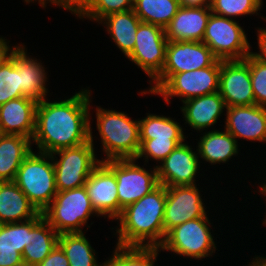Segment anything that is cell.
<instances>
[{"label": "cell", "instance_id": "cell-18", "mask_svg": "<svg viewBox=\"0 0 266 266\" xmlns=\"http://www.w3.org/2000/svg\"><path fill=\"white\" fill-rule=\"evenodd\" d=\"M38 102L21 97L0 105V134L22 135L32 140Z\"/></svg>", "mask_w": 266, "mask_h": 266}, {"label": "cell", "instance_id": "cell-32", "mask_svg": "<svg viewBox=\"0 0 266 266\" xmlns=\"http://www.w3.org/2000/svg\"><path fill=\"white\" fill-rule=\"evenodd\" d=\"M31 219L24 222L0 224V249L16 250L21 255L30 244Z\"/></svg>", "mask_w": 266, "mask_h": 266}, {"label": "cell", "instance_id": "cell-38", "mask_svg": "<svg viewBox=\"0 0 266 266\" xmlns=\"http://www.w3.org/2000/svg\"><path fill=\"white\" fill-rule=\"evenodd\" d=\"M0 266H24L22 255L16 250L0 249Z\"/></svg>", "mask_w": 266, "mask_h": 266}, {"label": "cell", "instance_id": "cell-27", "mask_svg": "<svg viewBox=\"0 0 266 266\" xmlns=\"http://www.w3.org/2000/svg\"><path fill=\"white\" fill-rule=\"evenodd\" d=\"M180 7L179 0H134L133 10L143 23L165 29Z\"/></svg>", "mask_w": 266, "mask_h": 266}, {"label": "cell", "instance_id": "cell-25", "mask_svg": "<svg viewBox=\"0 0 266 266\" xmlns=\"http://www.w3.org/2000/svg\"><path fill=\"white\" fill-rule=\"evenodd\" d=\"M141 22L132 9L109 14L98 23L106 26L113 42L127 58L134 49L136 33Z\"/></svg>", "mask_w": 266, "mask_h": 266}, {"label": "cell", "instance_id": "cell-15", "mask_svg": "<svg viewBox=\"0 0 266 266\" xmlns=\"http://www.w3.org/2000/svg\"><path fill=\"white\" fill-rule=\"evenodd\" d=\"M192 149L183 142L156 166L159 184L165 187L196 185L199 156Z\"/></svg>", "mask_w": 266, "mask_h": 266}, {"label": "cell", "instance_id": "cell-7", "mask_svg": "<svg viewBox=\"0 0 266 266\" xmlns=\"http://www.w3.org/2000/svg\"><path fill=\"white\" fill-rule=\"evenodd\" d=\"M217 58L202 41H168L162 72L152 81L149 91L154 94L173 74L211 66Z\"/></svg>", "mask_w": 266, "mask_h": 266}, {"label": "cell", "instance_id": "cell-12", "mask_svg": "<svg viewBox=\"0 0 266 266\" xmlns=\"http://www.w3.org/2000/svg\"><path fill=\"white\" fill-rule=\"evenodd\" d=\"M167 43L165 29L154 24H139L134 49L127 58L150 77V84L162 72Z\"/></svg>", "mask_w": 266, "mask_h": 266}, {"label": "cell", "instance_id": "cell-36", "mask_svg": "<svg viewBox=\"0 0 266 266\" xmlns=\"http://www.w3.org/2000/svg\"><path fill=\"white\" fill-rule=\"evenodd\" d=\"M245 60L249 64L255 104L266 107V64L256 60L251 54Z\"/></svg>", "mask_w": 266, "mask_h": 266}, {"label": "cell", "instance_id": "cell-29", "mask_svg": "<svg viewBox=\"0 0 266 266\" xmlns=\"http://www.w3.org/2000/svg\"><path fill=\"white\" fill-rule=\"evenodd\" d=\"M112 257L103 266H154L159 247L120 246L116 245ZM156 260V261H155Z\"/></svg>", "mask_w": 266, "mask_h": 266}, {"label": "cell", "instance_id": "cell-40", "mask_svg": "<svg viewBox=\"0 0 266 266\" xmlns=\"http://www.w3.org/2000/svg\"><path fill=\"white\" fill-rule=\"evenodd\" d=\"M24 1L28 4L31 2L34 3V1H36V0H24ZM37 1L42 7H46V1H47V3L50 2L51 4L53 3L55 5H58L59 7L60 6L63 7V9H65V10H70L71 3L73 0H37Z\"/></svg>", "mask_w": 266, "mask_h": 266}, {"label": "cell", "instance_id": "cell-6", "mask_svg": "<svg viewBox=\"0 0 266 266\" xmlns=\"http://www.w3.org/2000/svg\"><path fill=\"white\" fill-rule=\"evenodd\" d=\"M93 140L90 124V141L51 153L57 191L84 186L92 171L101 163L96 157Z\"/></svg>", "mask_w": 266, "mask_h": 266}, {"label": "cell", "instance_id": "cell-44", "mask_svg": "<svg viewBox=\"0 0 266 266\" xmlns=\"http://www.w3.org/2000/svg\"><path fill=\"white\" fill-rule=\"evenodd\" d=\"M252 263V264H251ZM248 264L249 266H266V257H260V255L253 258L252 262Z\"/></svg>", "mask_w": 266, "mask_h": 266}, {"label": "cell", "instance_id": "cell-2", "mask_svg": "<svg viewBox=\"0 0 266 266\" xmlns=\"http://www.w3.org/2000/svg\"><path fill=\"white\" fill-rule=\"evenodd\" d=\"M166 203V187L159 184L140 200L125 207L116 218L120 246L160 247L166 234L163 219ZM147 240V241H146Z\"/></svg>", "mask_w": 266, "mask_h": 266}, {"label": "cell", "instance_id": "cell-1", "mask_svg": "<svg viewBox=\"0 0 266 266\" xmlns=\"http://www.w3.org/2000/svg\"><path fill=\"white\" fill-rule=\"evenodd\" d=\"M90 94L82 89L62 101L38 102L32 142L39 152L51 154L90 141Z\"/></svg>", "mask_w": 266, "mask_h": 266}, {"label": "cell", "instance_id": "cell-42", "mask_svg": "<svg viewBox=\"0 0 266 266\" xmlns=\"http://www.w3.org/2000/svg\"><path fill=\"white\" fill-rule=\"evenodd\" d=\"M89 0H73L69 11L76 14Z\"/></svg>", "mask_w": 266, "mask_h": 266}, {"label": "cell", "instance_id": "cell-14", "mask_svg": "<svg viewBox=\"0 0 266 266\" xmlns=\"http://www.w3.org/2000/svg\"><path fill=\"white\" fill-rule=\"evenodd\" d=\"M197 185L166 187L163 226L167 234L172 228L206 215Z\"/></svg>", "mask_w": 266, "mask_h": 266}, {"label": "cell", "instance_id": "cell-43", "mask_svg": "<svg viewBox=\"0 0 266 266\" xmlns=\"http://www.w3.org/2000/svg\"><path fill=\"white\" fill-rule=\"evenodd\" d=\"M10 46L5 38L0 37V61L8 53Z\"/></svg>", "mask_w": 266, "mask_h": 266}, {"label": "cell", "instance_id": "cell-9", "mask_svg": "<svg viewBox=\"0 0 266 266\" xmlns=\"http://www.w3.org/2000/svg\"><path fill=\"white\" fill-rule=\"evenodd\" d=\"M219 60H243L250 54L244 29L233 18L211 13L202 39Z\"/></svg>", "mask_w": 266, "mask_h": 266}, {"label": "cell", "instance_id": "cell-46", "mask_svg": "<svg viewBox=\"0 0 266 266\" xmlns=\"http://www.w3.org/2000/svg\"><path fill=\"white\" fill-rule=\"evenodd\" d=\"M264 221H263V225H265L266 224V219H263Z\"/></svg>", "mask_w": 266, "mask_h": 266}, {"label": "cell", "instance_id": "cell-5", "mask_svg": "<svg viewBox=\"0 0 266 266\" xmlns=\"http://www.w3.org/2000/svg\"><path fill=\"white\" fill-rule=\"evenodd\" d=\"M91 214H98L91 204L85 186L58 191L51 204L42 212L43 218L60 235L83 233ZM82 226V227H81Z\"/></svg>", "mask_w": 266, "mask_h": 266}, {"label": "cell", "instance_id": "cell-16", "mask_svg": "<svg viewBox=\"0 0 266 266\" xmlns=\"http://www.w3.org/2000/svg\"><path fill=\"white\" fill-rule=\"evenodd\" d=\"M84 186L97 217L116 219L121 214L116 176L103 162L92 171Z\"/></svg>", "mask_w": 266, "mask_h": 266}, {"label": "cell", "instance_id": "cell-37", "mask_svg": "<svg viewBox=\"0 0 266 266\" xmlns=\"http://www.w3.org/2000/svg\"><path fill=\"white\" fill-rule=\"evenodd\" d=\"M37 266H69V261L61 246L57 244L51 253Z\"/></svg>", "mask_w": 266, "mask_h": 266}, {"label": "cell", "instance_id": "cell-30", "mask_svg": "<svg viewBox=\"0 0 266 266\" xmlns=\"http://www.w3.org/2000/svg\"><path fill=\"white\" fill-rule=\"evenodd\" d=\"M182 126L170 117L147 114L139 120L140 139L186 138Z\"/></svg>", "mask_w": 266, "mask_h": 266}, {"label": "cell", "instance_id": "cell-23", "mask_svg": "<svg viewBox=\"0 0 266 266\" xmlns=\"http://www.w3.org/2000/svg\"><path fill=\"white\" fill-rule=\"evenodd\" d=\"M59 234L43 218L40 212L31 219L30 244L25 246L22 253L24 266H37L58 244Z\"/></svg>", "mask_w": 266, "mask_h": 266}, {"label": "cell", "instance_id": "cell-31", "mask_svg": "<svg viewBox=\"0 0 266 266\" xmlns=\"http://www.w3.org/2000/svg\"><path fill=\"white\" fill-rule=\"evenodd\" d=\"M21 97L20 73L15 69V59L7 53L0 61V105Z\"/></svg>", "mask_w": 266, "mask_h": 266}, {"label": "cell", "instance_id": "cell-4", "mask_svg": "<svg viewBox=\"0 0 266 266\" xmlns=\"http://www.w3.org/2000/svg\"><path fill=\"white\" fill-rule=\"evenodd\" d=\"M14 182L36 209L43 212L58 192L51 154L32 151L17 170Z\"/></svg>", "mask_w": 266, "mask_h": 266}, {"label": "cell", "instance_id": "cell-3", "mask_svg": "<svg viewBox=\"0 0 266 266\" xmlns=\"http://www.w3.org/2000/svg\"><path fill=\"white\" fill-rule=\"evenodd\" d=\"M96 126L106 158L135 159L140 149L139 120H132L128 114L96 108Z\"/></svg>", "mask_w": 266, "mask_h": 266}, {"label": "cell", "instance_id": "cell-13", "mask_svg": "<svg viewBox=\"0 0 266 266\" xmlns=\"http://www.w3.org/2000/svg\"><path fill=\"white\" fill-rule=\"evenodd\" d=\"M219 93L226 107L255 104L248 62L220 60Z\"/></svg>", "mask_w": 266, "mask_h": 266}, {"label": "cell", "instance_id": "cell-20", "mask_svg": "<svg viewBox=\"0 0 266 266\" xmlns=\"http://www.w3.org/2000/svg\"><path fill=\"white\" fill-rule=\"evenodd\" d=\"M211 13L210 6H181L165 28L167 40L202 41Z\"/></svg>", "mask_w": 266, "mask_h": 266}, {"label": "cell", "instance_id": "cell-45", "mask_svg": "<svg viewBox=\"0 0 266 266\" xmlns=\"http://www.w3.org/2000/svg\"><path fill=\"white\" fill-rule=\"evenodd\" d=\"M265 181H266V180H265ZM259 187H260V188H259V189H260V190H259V191H260V194L266 196V183L264 182V183H263V186L260 185Z\"/></svg>", "mask_w": 266, "mask_h": 266}, {"label": "cell", "instance_id": "cell-33", "mask_svg": "<svg viewBox=\"0 0 266 266\" xmlns=\"http://www.w3.org/2000/svg\"><path fill=\"white\" fill-rule=\"evenodd\" d=\"M134 0H89L75 15L100 22L112 13L132 10Z\"/></svg>", "mask_w": 266, "mask_h": 266}, {"label": "cell", "instance_id": "cell-35", "mask_svg": "<svg viewBox=\"0 0 266 266\" xmlns=\"http://www.w3.org/2000/svg\"><path fill=\"white\" fill-rule=\"evenodd\" d=\"M185 138H168V139H140V149L136 160L144 157L152 158L157 162L163 161L179 144H182Z\"/></svg>", "mask_w": 266, "mask_h": 266}, {"label": "cell", "instance_id": "cell-11", "mask_svg": "<svg viewBox=\"0 0 266 266\" xmlns=\"http://www.w3.org/2000/svg\"><path fill=\"white\" fill-rule=\"evenodd\" d=\"M219 82L220 60L217 59L209 67L173 74L154 94L161 95L166 103L175 96L184 102L219 91Z\"/></svg>", "mask_w": 266, "mask_h": 266}, {"label": "cell", "instance_id": "cell-21", "mask_svg": "<svg viewBox=\"0 0 266 266\" xmlns=\"http://www.w3.org/2000/svg\"><path fill=\"white\" fill-rule=\"evenodd\" d=\"M183 103L181 111L185 123L192 129L200 131L209 128L217 123L219 116L226 108L224 99L220 96L219 91L203 96L188 99Z\"/></svg>", "mask_w": 266, "mask_h": 266}, {"label": "cell", "instance_id": "cell-19", "mask_svg": "<svg viewBox=\"0 0 266 266\" xmlns=\"http://www.w3.org/2000/svg\"><path fill=\"white\" fill-rule=\"evenodd\" d=\"M24 47V45L19 46L18 44V46L10 48L8 53L15 59V69L20 73L22 96L40 102L48 93L47 73L42 63L27 55V50L25 51Z\"/></svg>", "mask_w": 266, "mask_h": 266}, {"label": "cell", "instance_id": "cell-22", "mask_svg": "<svg viewBox=\"0 0 266 266\" xmlns=\"http://www.w3.org/2000/svg\"><path fill=\"white\" fill-rule=\"evenodd\" d=\"M39 213L14 181H0V224L28 221Z\"/></svg>", "mask_w": 266, "mask_h": 266}, {"label": "cell", "instance_id": "cell-39", "mask_svg": "<svg viewBox=\"0 0 266 266\" xmlns=\"http://www.w3.org/2000/svg\"><path fill=\"white\" fill-rule=\"evenodd\" d=\"M258 48L260 49L259 53L250 52V54L258 61L266 64V28H258Z\"/></svg>", "mask_w": 266, "mask_h": 266}, {"label": "cell", "instance_id": "cell-24", "mask_svg": "<svg viewBox=\"0 0 266 266\" xmlns=\"http://www.w3.org/2000/svg\"><path fill=\"white\" fill-rule=\"evenodd\" d=\"M32 140L22 135L0 134V181H14L23 160L32 152Z\"/></svg>", "mask_w": 266, "mask_h": 266}, {"label": "cell", "instance_id": "cell-10", "mask_svg": "<svg viewBox=\"0 0 266 266\" xmlns=\"http://www.w3.org/2000/svg\"><path fill=\"white\" fill-rule=\"evenodd\" d=\"M103 163L116 176L117 195L122 209L140 200L159 185L155 166L149 173L135 164L136 159H115Z\"/></svg>", "mask_w": 266, "mask_h": 266}, {"label": "cell", "instance_id": "cell-34", "mask_svg": "<svg viewBox=\"0 0 266 266\" xmlns=\"http://www.w3.org/2000/svg\"><path fill=\"white\" fill-rule=\"evenodd\" d=\"M262 0H211V12L227 18L258 14Z\"/></svg>", "mask_w": 266, "mask_h": 266}, {"label": "cell", "instance_id": "cell-41", "mask_svg": "<svg viewBox=\"0 0 266 266\" xmlns=\"http://www.w3.org/2000/svg\"><path fill=\"white\" fill-rule=\"evenodd\" d=\"M181 6L204 7L210 6L211 0H179Z\"/></svg>", "mask_w": 266, "mask_h": 266}, {"label": "cell", "instance_id": "cell-28", "mask_svg": "<svg viewBox=\"0 0 266 266\" xmlns=\"http://www.w3.org/2000/svg\"><path fill=\"white\" fill-rule=\"evenodd\" d=\"M58 244L69 261V266H103L98 264L95 250L83 233H62Z\"/></svg>", "mask_w": 266, "mask_h": 266}, {"label": "cell", "instance_id": "cell-26", "mask_svg": "<svg viewBox=\"0 0 266 266\" xmlns=\"http://www.w3.org/2000/svg\"><path fill=\"white\" fill-rule=\"evenodd\" d=\"M199 158L212 164L226 163L238 154V142L227 130L205 132L196 149Z\"/></svg>", "mask_w": 266, "mask_h": 266}, {"label": "cell", "instance_id": "cell-8", "mask_svg": "<svg viewBox=\"0 0 266 266\" xmlns=\"http://www.w3.org/2000/svg\"><path fill=\"white\" fill-rule=\"evenodd\" d=\"M205 215L194 220H188L172 228L159 247L180 256L201 260L215 253L216 245L211 234L210 220ZM209 225V226H208Z\"/></svg>", "mask_w": 266, "mask_h": 266}, {"label": "cell", "instance_id": "cell-17", "mask_svg": "<svg viewBox=\"0 0 266 266\" xmlns=\"http://www.w3.org/2000/svg\"><path fill=\"white\" fill-rule=\"evenodd\" d=\"M225 130L236 140L266 142V107L256 104L226 107Z\"/></svg>", "mask_w": 266, "mask_h": 266}]
</instances>
